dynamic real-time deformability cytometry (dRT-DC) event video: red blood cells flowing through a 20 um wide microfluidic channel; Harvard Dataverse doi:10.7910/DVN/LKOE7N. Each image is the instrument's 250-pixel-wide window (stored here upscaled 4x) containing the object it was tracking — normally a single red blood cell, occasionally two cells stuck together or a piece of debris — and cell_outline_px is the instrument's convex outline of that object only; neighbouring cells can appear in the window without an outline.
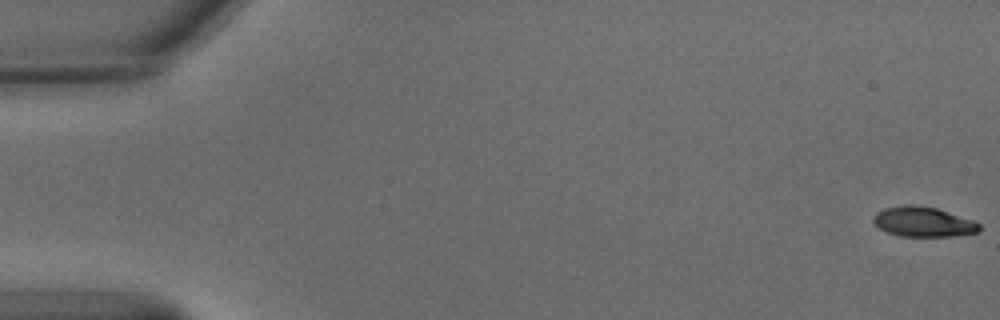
{"species": "common noctule bat (a hibernating species)", "species_latin": "Nyctalus noctula", "temperature_condition": "warm", "stored_images_in_passage": 56, "camera_frame_rate_fps": 3000, "um_per_image_px": 0.085, "animal": {"sex": "male", "body_mass_g": 15.6}, "frame": {"image": 1, "passage_image": 1, "time_ms": 0.0, "image_size_px": [1000, 320], "cell_outline_px": [[980, 232], [952, 236], [900, 236], [888, 232], [880, 228], [872, 220], [876, 212], [884, 208], [908, 204], [912, 204], [936, 208], [976, 220], [980, 224]], "centroid_in_image_um": [78.52, 18.85], "position_along_channel_um": 6.5, "area_um2": 18.55}}
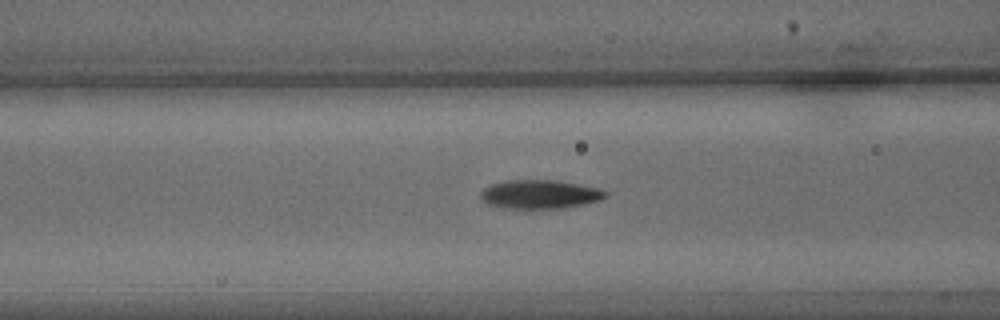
{"frame": {"image": 2, "passage_image": 23, "time_ms": 7.333, "image_size_px": [1000, 320], "cell_outline_px": [[608, 196], [600, 200], [584, 204], [564, 208], [504, 208], [488, 204], [480, 200], [480, 192], [484, 188], [492, 184], [504, 180], [560, 180], [600, 188], [608, 192]], "centroid_in_image_um": [45.9, 16.5], "position_along_channel_um": 120.7, "area_um2": 21.21}}
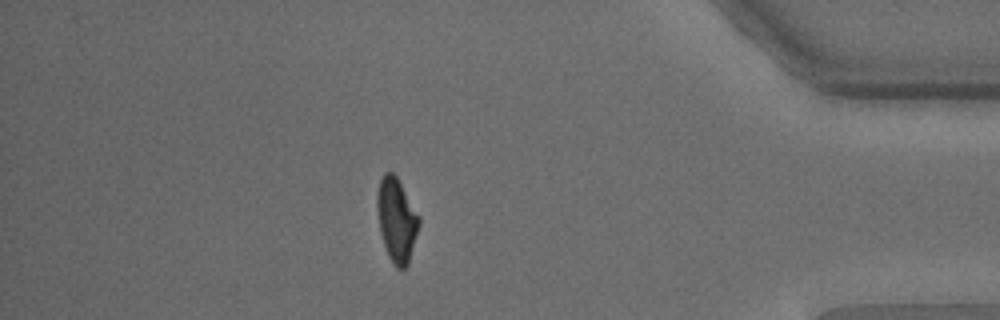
{"frame": {"image": 3, "passage_image": 49, "time_ms": 16.0, "image_size_px": [1000, 320], "cell_outline_px": [[420, 224], [408, 264], [404, 268], [396, 268], [392, 264], [388, 256], [380, 232], [376, 208], [376, 192], [380, 180], [384, 172], [392, 172], [396, 176], [420, 216]], "centroid_in_image_um": [33.7, 18.69], "position_along_channel_um": 401.5, "area_um2": 20.58}, "authors_computed_cell_mechanics": {"area_um2": 20.3745, "velocity_mm_per_s": 3.6778, "shape_relaxation_time_tau1_ms": 2.3661, "shape_relaxation_time_tau2_ms": 1.628, "deformation_change_tau1": 0.1678, "deformation_change_tau2": 0.0781}}